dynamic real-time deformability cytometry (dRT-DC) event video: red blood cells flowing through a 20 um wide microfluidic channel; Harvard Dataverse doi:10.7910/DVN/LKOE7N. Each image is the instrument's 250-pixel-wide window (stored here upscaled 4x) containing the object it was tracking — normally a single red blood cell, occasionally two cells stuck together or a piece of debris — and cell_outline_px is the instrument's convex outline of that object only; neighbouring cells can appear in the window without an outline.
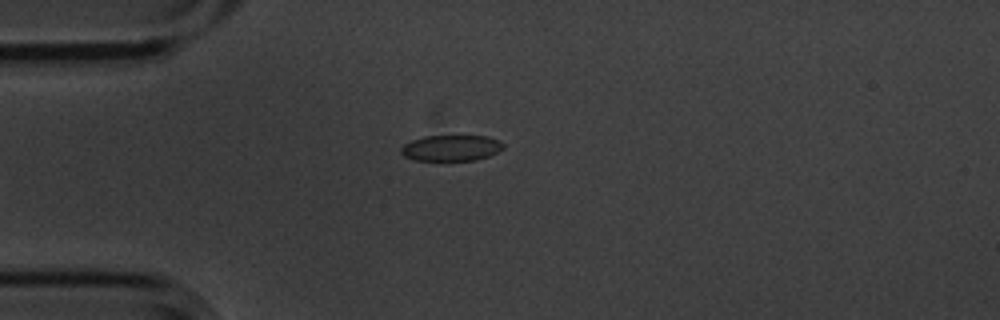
{"species": "common noctule bat (a hibernating species)", "species_latin": "Nyctalus noctula", "temperature_condition": "cold", "stored_images_in_passage": 7, "camera_frame_rate_fps": 3000, "um_per_image_px": 0.085, "animal": {"sex": "male", "body_mass_g": 20.1, "forearm_length_mm": 53.5}, "frame": {"image": 1, "passage_image": 4, "time_ms": 1.0, "image_size_px": [1000, 320], "cell_outline_px": [[504, 148], [488, 156], [476, 160], [416, 160], [404, 156], [400, 152], [400, 148], [404, 144], [412, 140], [424, 136], [488, 136], [500, 140], [504, 144]], "centroid_in_image_um": [38.36, 12.57], "position_along_channel_um": 46.6, "area_um2": 15.43}}
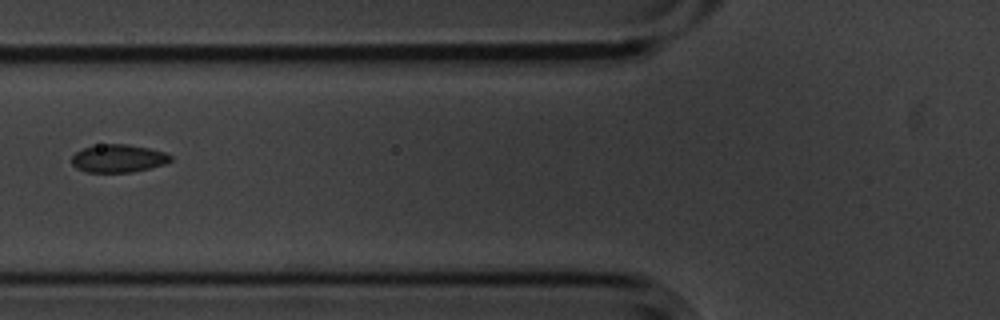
{"frame": {"image": 2, "passage_image": 6, "time_ms": 1.667, "image_size_px": [1000, 320], "cell_outline_px": [[172, 160], [164, 164], [132, 172], [88, 172], [76, 168], [72, 164], [72, 156], [76, 152], [84, 148], [100, 144], [128, 144], [148, 148], [164, 152], [172, 156]], "centroid_in_image_um": [10.05, 13.46], "position_along_channel_um": 115.8, "area_um2": 15.95}}
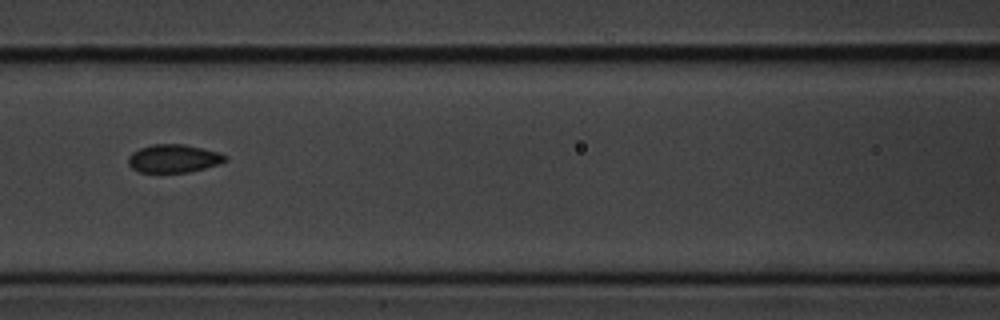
{"frame": {"image": 3, "passage_image": 7, "time_ms": 2.0, "image_size_px": [1000, 320], "cell_outline_px": [[228, 160], [220, 164], [188, 172], [140, 172], [132, 168], [128, 164], [128, 156], [132, 152], [140, 148], [152, 144], [184, 144], [220, 152], [228, 156]], "centroid_in_image_um": [14.78, 13.46], "position_along_channel_um": 151.8, "area_um2": 16.01}}